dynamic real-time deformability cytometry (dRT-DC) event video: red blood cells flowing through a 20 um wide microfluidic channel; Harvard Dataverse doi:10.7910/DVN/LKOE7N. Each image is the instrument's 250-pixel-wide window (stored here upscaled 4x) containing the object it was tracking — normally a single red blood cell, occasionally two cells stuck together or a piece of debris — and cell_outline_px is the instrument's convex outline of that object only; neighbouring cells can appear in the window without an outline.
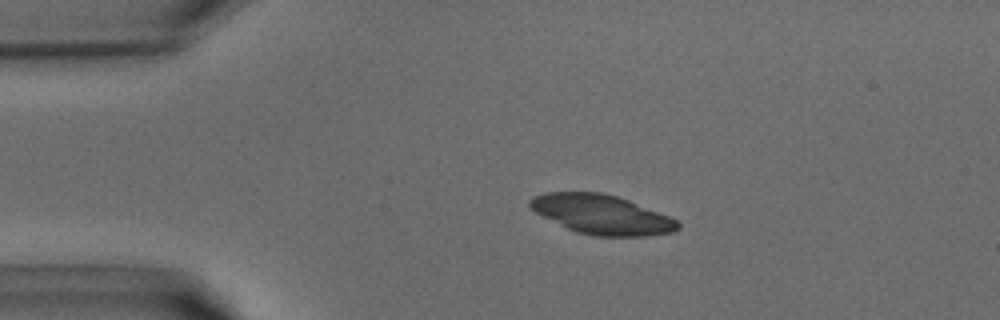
{"species": "common noctule bat (a hibernating species)", "species_latin": "Nyctalus noctula", "temperature_condition": "warm", "stored_images_in_passage": 32, "camera_frame_rate_fps": 3000, "um_per_image_px": 0.085, "animal": {"sex": "male", "body_mass_g": 15.6}, "frame": {"image": 1, "passage_image": 1, "time_ms": 0.0, "image_size_px": [1000, 320], "cell_outline_px": [[680, 228], [672, 232], [648, 236], [596, 236], [576, 232], [536, 212], [528, 204], [528, 200], [532, 196], [548, 192], [600, 192], [616, 196], [628, 200], [668, 216], [676, 220], [680, 224]], "centroid_in_image_um": [51.14, 18.23], "position_along_channel_um": 33.9, "area_um2": 33.52}}